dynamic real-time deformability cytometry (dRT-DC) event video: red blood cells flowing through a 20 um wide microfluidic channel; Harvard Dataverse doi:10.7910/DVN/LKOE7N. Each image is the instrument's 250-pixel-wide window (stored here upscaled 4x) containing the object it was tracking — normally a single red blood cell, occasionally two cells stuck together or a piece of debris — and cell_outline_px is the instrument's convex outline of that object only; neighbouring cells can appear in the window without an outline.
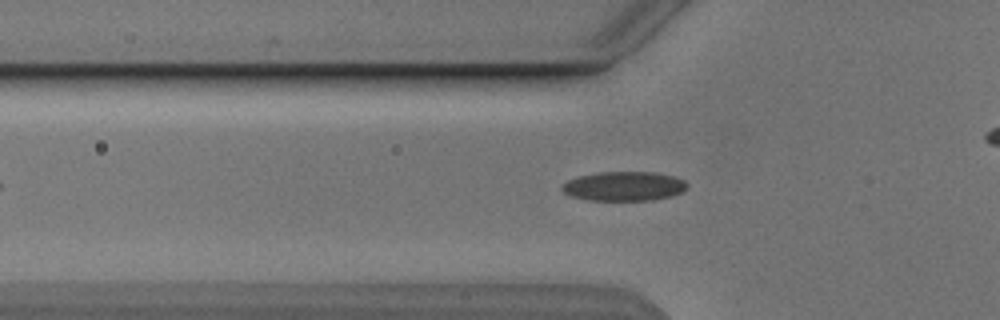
{"species": "Egyptian fruit bat (a non-hibernating species)", "species_latin": "Rousettus aegyptiacus", "temperature_condition": "cold", "stored_images_in_passage": 43, "camera_frame_rate_fps": 3000, "um_per_image_px": 0.085, "animal": {"sex": "male"}, "frame": {"image": 1, "passage_image": 14, "time_ms": 4.333, "image_size_px": [1000, 320], "cell_outline_px": [[688, 184], [680, 192], [672, 196], [652, 200], [588, 200], [572, 196], [564, 192], [560, 188], [568, 180], [580, 176], [596, 172], [652, 172], [672, 176], [684, 180]], "centroid_in_image_um": [53.02, 15.83], "position_along_channel_um": 72.8, "area_um2": 21.15}}
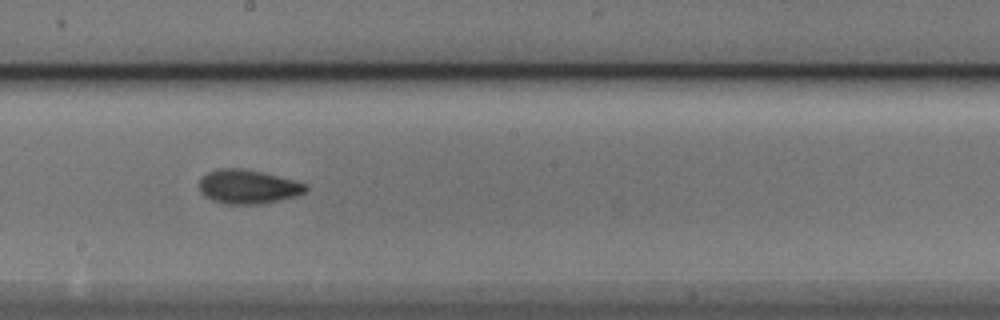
{"frame": {"image": 2, "passage_image": 26, "time_ms": 8.333, "image_size_px": [1000, 320], "cell_outline_px": [[308, 188], [304, 192], [296, 196], [260, 204], [224, 204], [212, 200], [204, 196], [200, 192], [200, 180], [208, 172], [216, 168], [240, 168], [260, 172], [308, 184]], "centroid_in_image_um": [21.05, 15.88], "position_along_channel_um": 227.2, "area_um2": 20.92}}
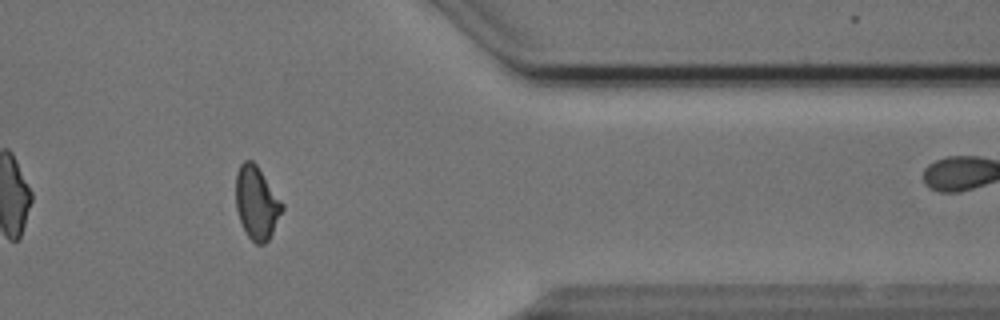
{"frame": {"image": 3, "passage_image": 40, "time_ms": 13.0, "image_size_px": [1000, 320], "cell_outline_px": [[284, 208], [268, 240], [264, 244], [256, 244], [248, 236], [240, 220], [236, 208], [236, 172], [240, 164], [244, 160], [252, 160], [256, 164], [284, 204]], "centroid_in_image_um": [21.81, 17.22], "position_along_channel_um": 389.6, "area_um2": 19.54}, "authors_computed_cell_mechanics": {"area_um2": 20.0566, "velocity_mm_per_s": 3.8517, "shape_relaxation_time_tau1_ms": 6.2753, "shape_relaxation_time_tau2_ms": 2.0903, "deformation_change_tau1": 0.1261, "deformation_change_tau2": 0.0683}}